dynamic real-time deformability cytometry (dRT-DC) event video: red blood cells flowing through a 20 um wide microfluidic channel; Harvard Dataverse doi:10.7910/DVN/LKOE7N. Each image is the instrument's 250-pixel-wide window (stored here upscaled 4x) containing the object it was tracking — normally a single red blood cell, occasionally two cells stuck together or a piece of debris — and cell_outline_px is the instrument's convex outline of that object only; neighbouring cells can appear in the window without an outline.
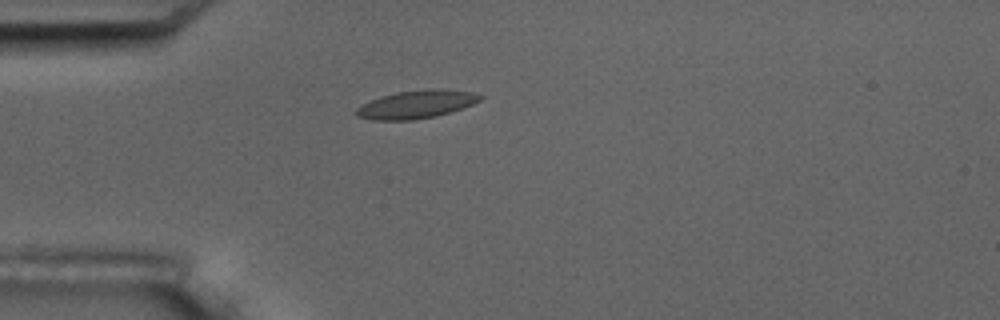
{"species": "common noctule bat (a hibernating species)", "species_latin": "Nyctalus noctula", "temperature_condition": "room temperature", "stored_images_in_passage": 5, "camera_frame_rate_fps": 3000, "um_per_image_px": 0.085, "animal": {"sex": "male", "body_mass_g": 17.5, "forearm_length_mm": 52.3}, "frame": {"image": 1, "passage_image": 4, "time_ms": 3.333, "image_size_px": [1000, 320], "cell_outline_px": [[484, 96], [480, 100], [472, 104], [436, 116], [412, 120], [372, 120], [356, 116], [356, 108], [360, 104], [380, 96], [396, 92], [428, 88], [444, 88], [472, 92]], "centroid_in_image_um": [35.36, 8.85], "position_along_channel_um": 49.6, "area_um2": 20.4}}